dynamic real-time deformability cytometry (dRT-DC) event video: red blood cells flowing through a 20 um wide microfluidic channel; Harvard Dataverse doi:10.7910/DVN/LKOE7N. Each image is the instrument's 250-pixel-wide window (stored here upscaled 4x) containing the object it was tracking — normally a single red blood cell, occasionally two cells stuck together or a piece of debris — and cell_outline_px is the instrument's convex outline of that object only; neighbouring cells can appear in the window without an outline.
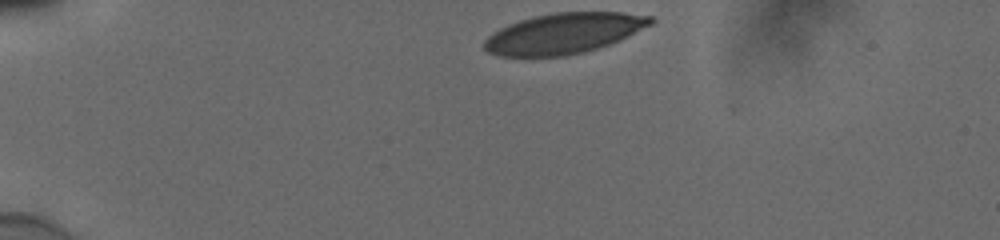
{"species": "human", "species_latin": "Homo sapiens", "temperature_condition": "cold", "stored_images_in_passage": 35, "camera_frame_rate_fps": 3000, "um_per_image_px": 0.085, "donor": {"sex": "male"}, "frame": {"image": 1, "passage_image": 1, "time_ms": 0.0, "image_size_px": [1000, 240], "cell_outline_px": [[656, 20], [652, 24], [620, 40], [584, 52], [564, 56], [500, 56], [488, 52], [484, 48], [484, 40], [492, 32], [508, 24], [520, 20], [536, 16], [556, 12], [624, 12], [652, 16]], "centroid_in_image_um": [47.93, 2.83], "position_along_channel_um": 37.1, "area_um2": 39.25}}
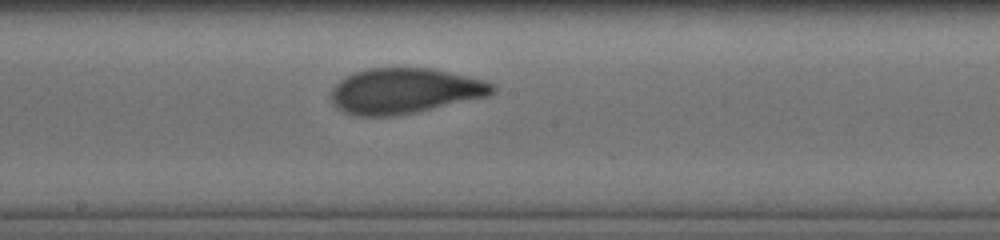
{"frame": {"image": 2, "passage_image": 20, "time_ms": 6.333, "image_size_px": [1000, 240], "cell_outline_px": [[496, 92], [488, 96], [416, 112], [388, 116], [360, 116], [344, 112], [332, 100], [332, 88], [340, 80], [356, 72], [368, 68], [428, 68], [468, 76], [484, 80], [496, 84]], "centroid_in_image_um": [34.45, 7.72], "position_along_channel_um": 213.8, "area_um2": 42.31}}
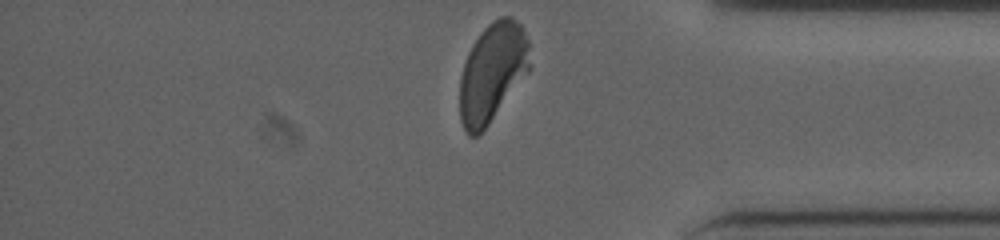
{"frame": {"image": 3, "passage_image": 35, "time_ms": 11.333, "image_size_px": [1000, 240], "cell_outline_px": [[532, 68], [488, 124], [476, 136], [468, 136], [460, 120], [460, 76], [468, 52], [472, 44], [480, 32], [488, 24], [500, 16], [512, 16], [520, 24], [528, 40]], "centroid_in_image_um": [41.86, 6.13], "position_along_channel_um": 393.3, "area_um2": 40.46}, "authors_computed_cell_mechanics": {"area_um2": 42.194, "velocity_mm_per_s": 3.834, "shape_relaxation_time_tau1_ms": 3.9032, "shape_relaxation_time_tau2_ms": 0.8299, "deformation_change_tau1": 0.1612, "deformation_change_tau2": 0.0689}}